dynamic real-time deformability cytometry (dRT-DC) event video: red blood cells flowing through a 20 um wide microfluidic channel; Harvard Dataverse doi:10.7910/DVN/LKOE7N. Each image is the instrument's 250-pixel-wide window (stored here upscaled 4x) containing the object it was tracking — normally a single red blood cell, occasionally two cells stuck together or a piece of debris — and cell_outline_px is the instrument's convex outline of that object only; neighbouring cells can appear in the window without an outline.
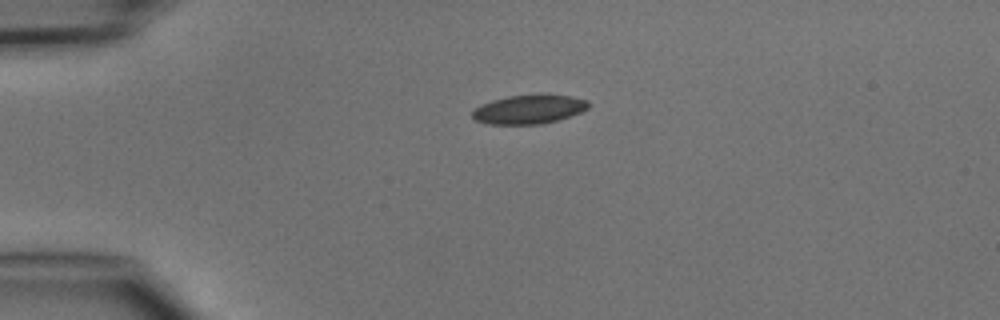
{"species": "common noctule bat (a hibernating species)", "species_latin": "Nyctalus noctula", "temperature_condition": "cold", "stored_images_in_passage": 1, "camera_frame_rate_fps": 3000, "um_per_image_px": 0.085, "animal": {"sex": "male", "body_mass_g": 15.6}, "frame": {"image": 1, "passage_image": 1, "time_ms": 0.0, "image_size_px": [1000, 320], "cell_outline_px": [[588, 108], [580, 112], [556, 120], [540, 124], [488, 124], [476, 120], [472, 116], [472, 108], [480, 104], [492, 100], [508, 96], [536, 92], [548, 92], [572, 96], [588, 100]], "centroid_in_image_um": [44.95, 9.24], "position_along_channel_um": 40.1, "area_um2": 20.23}}